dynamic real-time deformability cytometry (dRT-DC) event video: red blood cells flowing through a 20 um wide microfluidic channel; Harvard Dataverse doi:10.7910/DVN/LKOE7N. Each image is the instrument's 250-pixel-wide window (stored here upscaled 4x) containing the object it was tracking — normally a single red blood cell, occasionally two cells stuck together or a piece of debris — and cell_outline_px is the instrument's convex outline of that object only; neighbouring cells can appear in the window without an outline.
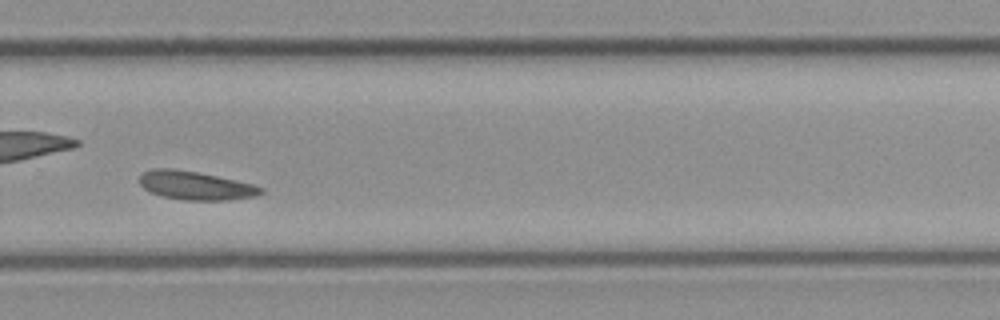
{"species": "common noctule bat (a hibernating species)", "species_latin": "Nyctalus noctula", "temperature_condition": "cold", "stored_images_in_passage": 25, "camera_frame_rate_fps": 3000, "um_per_image_px": 0.085, "animal": {"sex": "female", "body_mass_g": 21.9}, "frame": {"image": 1, "passage_image": 15, "time_ms": 4.667, "image_size_px": [1000, 320], "cell_outline_px": [[264, 192], [256, 196], [228, 200], [184, 200], [160, 196], [148, 192], [140, 184], [140, 176], [144, 172], [152, 168], [168, 168], [196, 172], [256, 184], [264, 188]], "centroid_in_image_um": [16.63, 15.78], "position_along_channel_um": 313.2, "area_um2": 20.29}}